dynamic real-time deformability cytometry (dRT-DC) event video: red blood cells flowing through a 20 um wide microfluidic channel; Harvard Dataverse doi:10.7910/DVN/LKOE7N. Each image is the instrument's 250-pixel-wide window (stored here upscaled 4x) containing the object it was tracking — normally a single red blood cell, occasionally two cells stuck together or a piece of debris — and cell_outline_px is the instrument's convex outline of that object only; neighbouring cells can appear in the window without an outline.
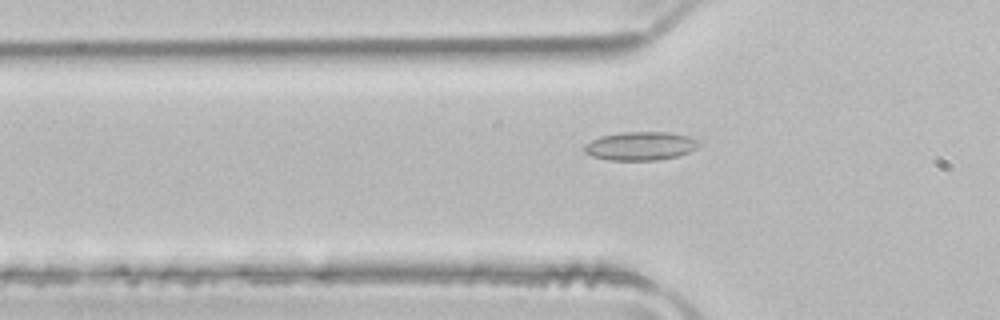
{"species": "common noctule bat (a hibernating species)", "species_latin": "Nyctalus noctula", "temperature_condition": "room temperature", "stored_images_in_passage": 36, "camera_frame_rate_fps": 3000, "um_per_image_px": 0.085, "animal": {"sex": "male", "body_mass_g": 21.5, "forearm_length_mm": 52.0}, "frame": {"image": 1, "passage_image": 5, "time_ms": 1.333, "image_size_px": [1000, 320], "cell_outline_px": [[700, 144], [696, 148], [688, 152], [676, 156], [656, 160], [608, 160], [592, 156], [584, 152], [584, 144], [600, 136], [620, 132], [668, 132], [688, 136], [696, 140]], "centroid_in_image_um": [54.4, 12.4], "position_along_channel_um": 71.4, "area_um2": 18.96}}
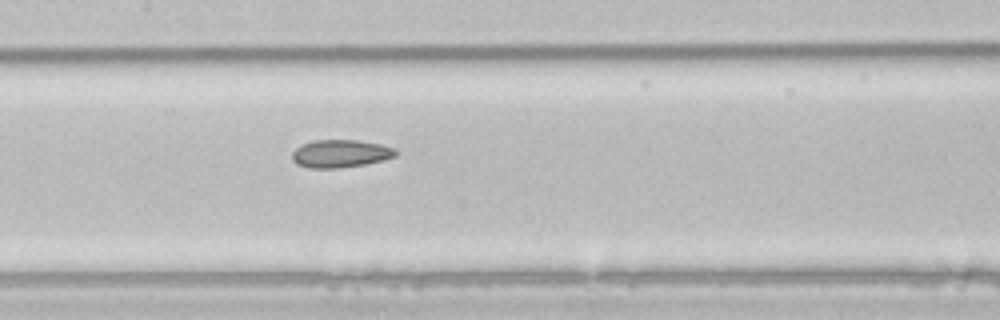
{"frame": {"image": 2, "passage_image": 13, "time_ms": 4.0, "image_size_px": [1000, 320], "cell_outline_px": [[396, 156], [384, 160], [364, 164], [340, 168], [308, 168], [296, 164], [292, 160], [292, 152], [296, 148], [312, 140], [360, 140], [380, 144], [396, 148]], "centroid_in_image_um": [28.94, 13.06], "position_along_channel_um": 178.5, "area_um2": 16.88}}
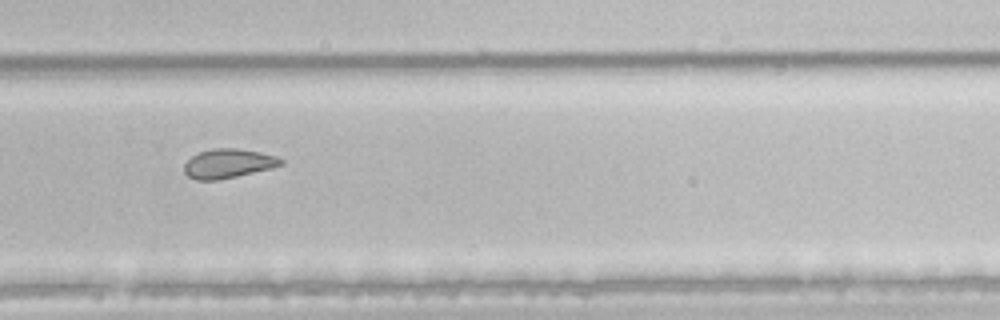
{"frame": {"image": 3, "passage_image": 23, "time_ms": 7.333, "image_size_px": [1000, 320], "cell_outline_px": [[284, 164], [272, 168], [236, 176], [216, 180], [196, 180], [188, 176], [184, 172], [184, 164], [192, 156], [200, 152], [212, 148], [236, 148], [260, 152], [276, 156], [284, 160]], "centroid_in_image_um": [19.41, 13.89], "position_along_channel_um": 310.4, "area_um2": 16.42}}